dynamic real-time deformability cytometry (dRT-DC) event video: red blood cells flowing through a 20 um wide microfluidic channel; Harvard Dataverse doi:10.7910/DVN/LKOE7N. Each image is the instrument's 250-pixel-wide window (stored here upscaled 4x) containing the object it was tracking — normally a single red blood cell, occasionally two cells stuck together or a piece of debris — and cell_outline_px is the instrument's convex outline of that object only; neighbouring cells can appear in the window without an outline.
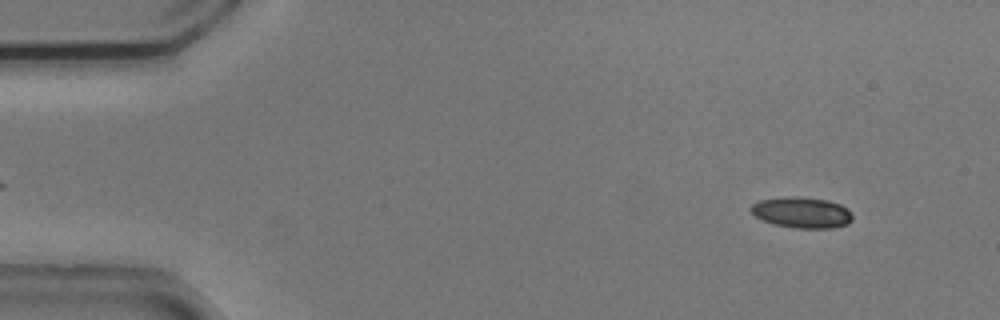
{"species": "common noctule bat (a hibernating species)", "species_latin": "Nyctalus noctula", "temperature_condition": "cold", "stored_images_in_passage": 53, "camera_frame_rate_fps": 3000, "um_per_image_px": 0.085, "animal": {"sex": "male", "body_mass_g": 20.5, "forearm_length_mm": 52.5}, "frame": {"image": 1, "passage_image": 5, "time_ms": 1.333, "image_size_px": [1000, 320], "cell_outline_px": [[852, 220], [848, 224], [832, 228], [796, 228], [772, 224], [756, 216], [748, 208], [752, 204], [760, 200], [784, 196], [800, 196], [828, 200], [840, 204], [848, 208], [852, 216]], "centroid_in_image_um": [68.16, 18.05], "position_along_channel_um": 16.8, "area_um2": 18.5}}
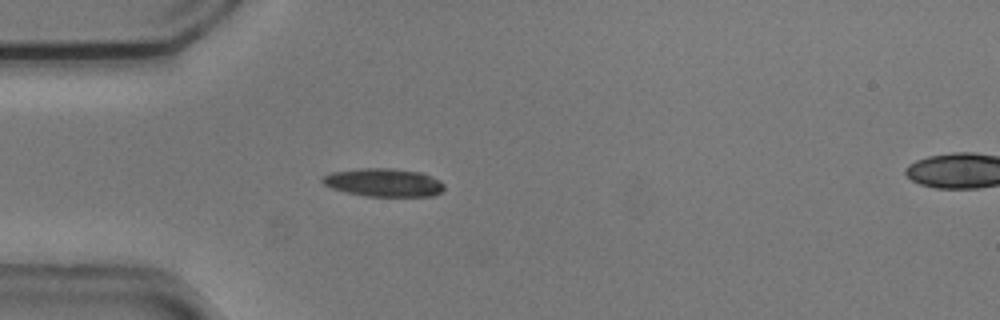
{"frame": {"image": 2, "passage_image": 15, "time_ms": 4.667, "image_size_px": [1000, 320], "cell_outline_px": [[444, 188], [440, 192], [432, 196], [364, 196], [344, 192], [332, 188], [324, 184], [320, 180], [324, 176], [332, 172], [360, 168], [392, 168], [420, 172], [432, 176], [440, 180], [444, 184]], "centroid_in_image_um": [32.61, 15.51], "position_along_channel_um": 52.4, "area_um2": 20.06}}
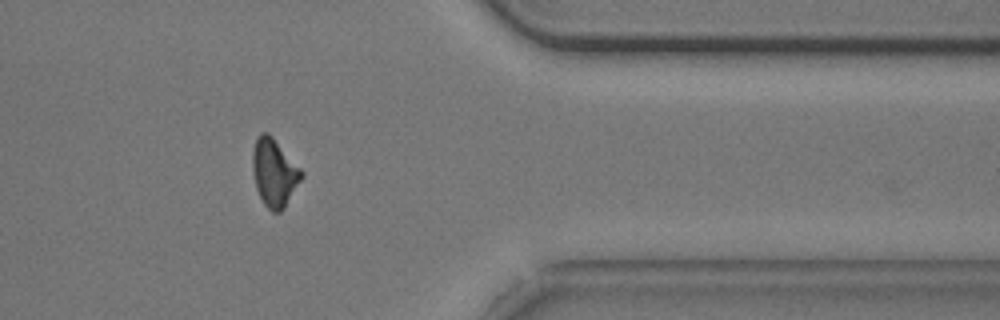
{"frame": {"image": 3, "passage_image": 44, "time_ms": 14.333, "image_size_px": [1000, 320], "cell_outline_px": [[304, 176], [284, 208], [280, 212], [272, 212], [264, 204], [256, 188], [252, 172], [252, 152], [256, 140], [260, 132], [268, 132], [272, 136], [304, 172]], "centroid_in_image_um": [23.31, 14.67], "position_along_channel_um": 388.1, "area_um2": 19.36}, "authors_computed_cell_mechanics": {"area_um2": 19.1318, "velocity_mm_per_s": 3.7336, "shape_relaxation_time_tau1_ms": 2.5845, "shape_relaxation_time_tau2_ms": 7.2716, "deformation_change_tau1": 0.1186, "deformation_change_tau2": 0.1841}}